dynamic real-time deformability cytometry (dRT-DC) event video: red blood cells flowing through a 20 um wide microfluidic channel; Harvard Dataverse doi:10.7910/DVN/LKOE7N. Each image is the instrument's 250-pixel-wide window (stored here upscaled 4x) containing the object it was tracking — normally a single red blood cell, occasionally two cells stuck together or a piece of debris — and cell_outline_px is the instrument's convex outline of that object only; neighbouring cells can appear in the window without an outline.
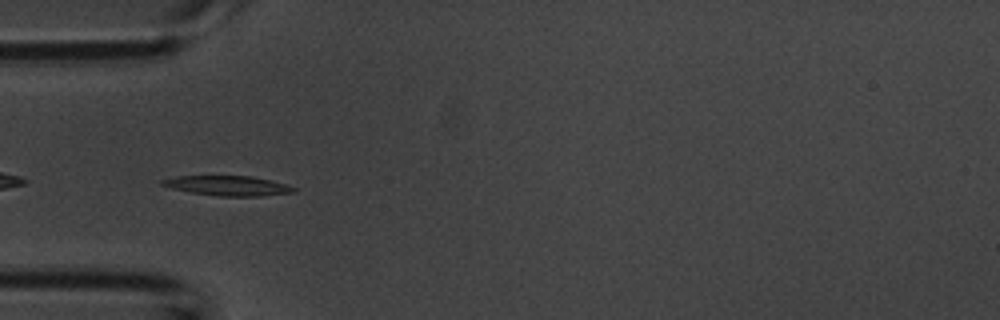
{"species": "common noctule bat (a hibernating species)", "species_latin": "Nyctalus noctula", "temperature_condition": "room temperature", "stored_images_in_passage": 39, "camera_frame_rate_fps": 3000, "um_per_image_px": 0.085, "animal": {"sex": "male", "body_mass_g": 20.1, "forearm_length_mm": 53.5}, "frame": {"image": 1, "passage_image": 2, "time_ms": 0.333, "image_size_px": [1000, 320], "cell_outline_px": [[296, 192], [260, 196], [220, 196], [192, 192], [172, 188], [160, 184], [160, 180], [176, 176], [252, 176], [284, 184], [296, 188]], "centroid_in_image_um": [19.35, 15.78], "position_along_channel_um": 65.6, "area_um2": 14.97}}
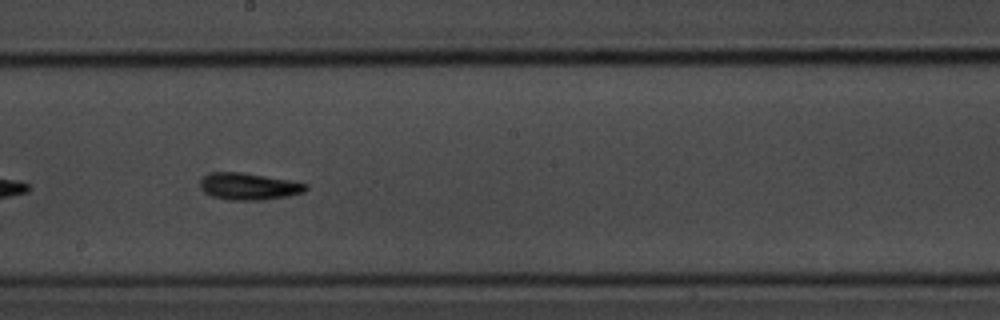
{"frame": {"image": 2, "passage_image": 15, "time_ms": 4.667, "image_size_px": [1000, 320], "cell_outline_px": [[308, 188], [304, 192], [288, 196], [264, 200], [228, 200], [212, 196], [204, 192], [200, 188], [200, 180], [204, 176], [212, 172], [244, 172], [288, 180], [308, 184]], "centroid_in_image_um": [21.14, 15.85], "position_along_channel_um": 227.1, "area_um2": 16.65}}
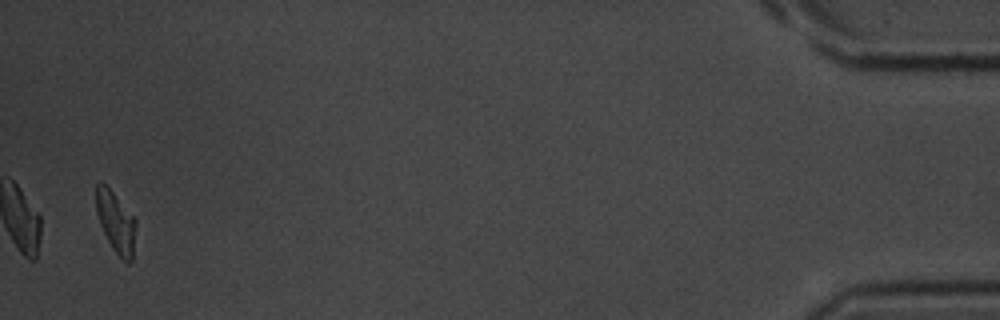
{"frame": {"image": 3, "passage_image": 38, "time_ms": 12.333, "image_size_px": [1000, 320], "cell_outline_px": [[136, 224], [132, 260], [128, 264], [112, 248], [100, 224], [96, 212], [96, 184], [104, 184], [112, 192], [136, 220]], "centroid_in_image_um": [9.85, 18.91], "position_along_channel_um": 425.4, "area_um2": 13.7}, "authors_computed_cell_mechanics": {"area_um2": 15.1436, "velocity_mm_per_s": 3.7253, "shape_relaxation_time_tau1_ms": 2.775, "shape_relaxation_time_tau2_ms": 3.2696, "deformation_change_tau1": 0.128, "deformation_change_tau2": 0.1059}}